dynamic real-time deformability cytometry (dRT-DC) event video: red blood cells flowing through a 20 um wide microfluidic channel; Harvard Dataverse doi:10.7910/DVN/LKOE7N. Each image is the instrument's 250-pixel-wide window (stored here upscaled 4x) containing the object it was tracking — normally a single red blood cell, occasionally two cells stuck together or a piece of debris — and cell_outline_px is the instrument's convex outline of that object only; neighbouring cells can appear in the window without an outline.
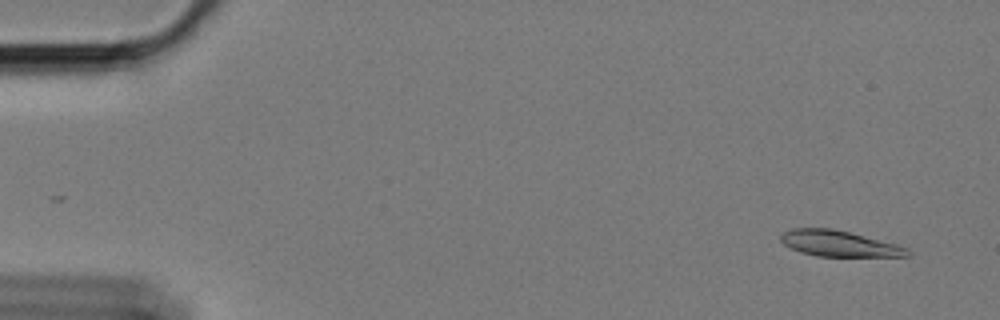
{"species": "Egyptian fruit bat (a non-hibernating species)", "species_latin": "Rousettus aegyptiacus", "temperature_condition": "cold", "stored_images_in_passage": 21, "camera_frame_rate_fps": 3000, "um_per_image_px": 0.085, "animal": {"sex": "female"}, "frame": {"image": 1, "passage_image": 4, "time_ms": 1.0, "image_size_px": [1000, 320], "cell_outline_px": [[908, 256], [816, 256], [800, 252], [784, 244], [780, 240], [780, 236], [784, 232], [792, 228], [832, 228], [896, 244], [908, 248]], "centroid_in_image_um": [71.27, 20.7], "position_along_channel_um": 13.7, "area_um2": 18.79}}
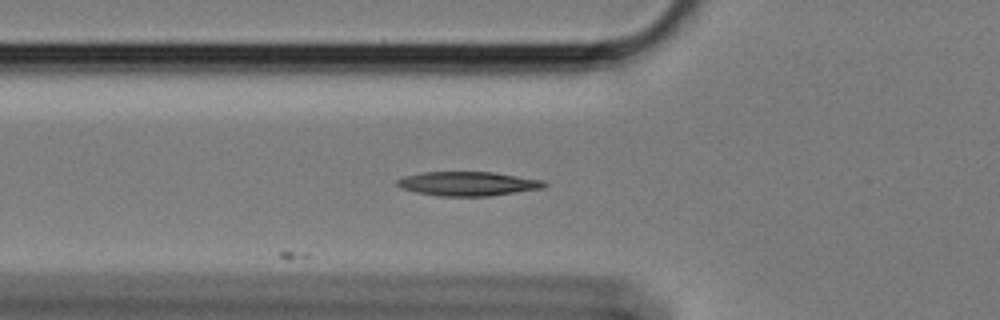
{"frame": {"image": 2, "passage_image": 21, "time_ms": 6.667, "image_size_px": [1000, 320], "cell_outline_px": [[548, 184], [544, 188], [488, 196], [440, 196], [416, 192], [404, 188], [396, 184], [396, 180], [404, 176], [424, 172], [492, 172], [540, 180]], "centroid_in_image_um": [39.75, 15.61], "position_along_channel_um": 86.0, "area_um2": 20.4}}